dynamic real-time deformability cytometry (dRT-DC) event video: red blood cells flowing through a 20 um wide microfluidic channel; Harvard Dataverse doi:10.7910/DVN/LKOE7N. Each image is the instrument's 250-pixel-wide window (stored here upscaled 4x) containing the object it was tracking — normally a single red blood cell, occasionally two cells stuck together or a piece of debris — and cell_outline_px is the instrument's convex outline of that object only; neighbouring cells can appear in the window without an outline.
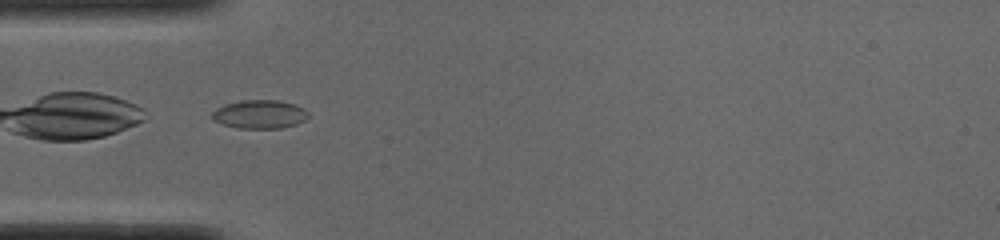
{"species": "common noctule bat (a hibernating species)", "species_latin": "Nyctalus noctula", "temperature_condition": "cold", "stored_images_in_passage": 35, "camera_frame_rate_fps": 3000, "um_per_image_px": 0.085, "animal": {"sex": "male", "body_mass_g": 19.0, "forearm_length_mm": 50.8}, "frame": {"image": 1, "passage_image": 1, "time_ms": 0.0, "image_size_px": [1000, 240], "cell_outline_px": [[308, 116], [304, 120], [296, 124], [280, 128], [240, 128], [224, 124], [212, 120], [212, 112], [216, 108], [224, 104], [244, 100], [280, 100], [296, 104], [304, 108], [308, 112]], "centroid_in_image_um": [22.08, 9.7], "position_along_channel_um": 62.9, "area_um2": 16.01}}
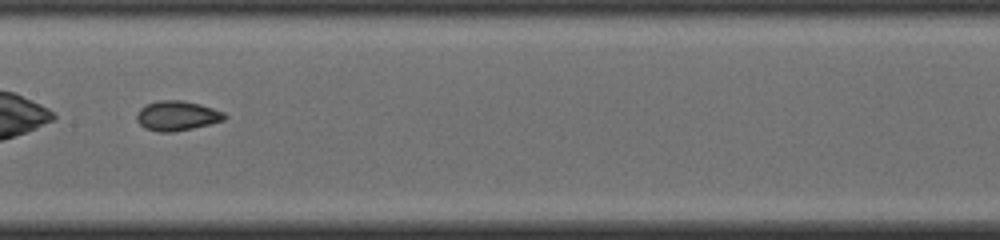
{"frame": {"image": 2, "passage_image": 11, "time_ms": 3.333, "image_size_px": [1000, 240], "cell_outline_px": [[228, 116], [224, 120], [192, 128], [172, 132], [160, 132], [144, 128], [136, 120], [136, 116], [140, 108], [148, 104], [160, 100], [184, 100], [200, 104], [224, 112]], "centroid_in_image_um": [15.04, 9.83], "position_along_channel_um": 192.4, "area_um2": 15.14}}
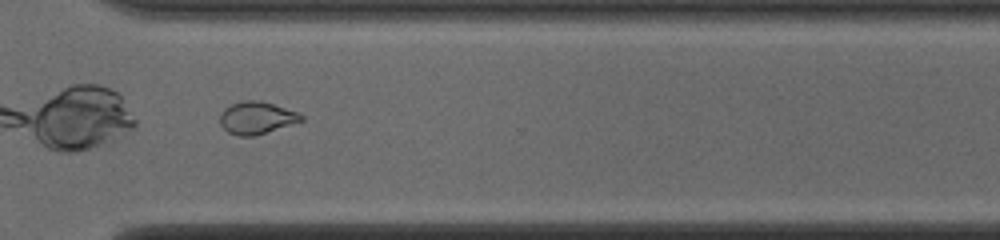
{"frame": {"image": 3, "passage_image": 23, "time_ms": 7.333, "image_size_px": [1000, 240], "cell_outline_px": [[304, 120], [252, 136], [240, 136], [228, 132], [220, 124], [220, 116], [224, 108], [240, 100], [260, 100], [300, 112], [304, 116]], "centroid_in_image_um": [21.82, 9.99], "position_along_channel_um": 348.8, "area_um2": 15.26}, "authors_computed_cell_mechanics": {"area_um2": 15.1436, "velocity_mm_per_s": 3.8945, "shape_relaxation_time_tau1_ms": null, "shape_relaxation_time_tau2_ms": 2.0267, "deformation_change_tau1": null, "deformation_change_tau2": 0.0631}}